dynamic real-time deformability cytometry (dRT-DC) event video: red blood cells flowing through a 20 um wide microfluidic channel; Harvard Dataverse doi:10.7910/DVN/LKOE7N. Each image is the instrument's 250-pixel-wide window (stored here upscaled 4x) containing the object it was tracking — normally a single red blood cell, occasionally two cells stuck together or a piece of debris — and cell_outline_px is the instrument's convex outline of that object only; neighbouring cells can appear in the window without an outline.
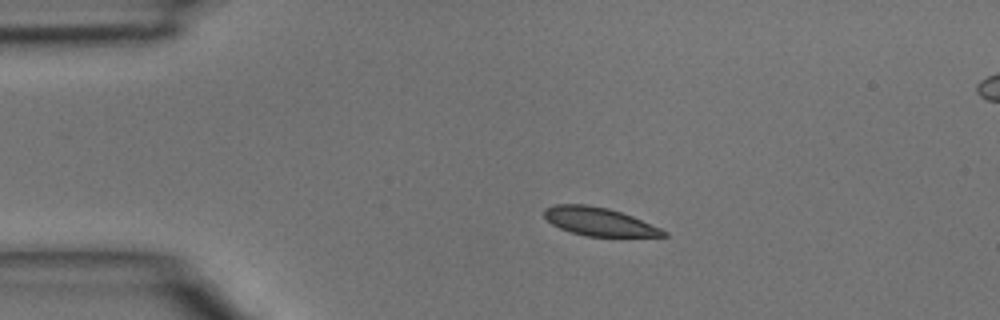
{"species": "common noctule bat (a hibernating species)", "species_latin": "Nyctalus noctula", "temperature_condition": "room temperature", "stored_images_in_passage": 3, "segment_of_instrument_passage": [1, 2], "camera_frame_rate_fps": 3000, "um_per_image_px": 0.085, "animal": {"sex": "male", "body_mass_g": 15.6}, "frame": {"image": 1, "passage_image": 1, "time_ms": 0.0, "image_size_px": [1000, 320], "cell_outline_px": [[668, 236], [588, 236], [572, 232], [560, 228], [552, 224], [544, 216], [544, 208], [556, 204], [584, 204], [608, 208], [632, 216], [660, 228], [668, 232]], "centroid_in_image_um": [50.9, 18.83], "position_along_channel_um": 34.1, "area_um2": 19.36}}